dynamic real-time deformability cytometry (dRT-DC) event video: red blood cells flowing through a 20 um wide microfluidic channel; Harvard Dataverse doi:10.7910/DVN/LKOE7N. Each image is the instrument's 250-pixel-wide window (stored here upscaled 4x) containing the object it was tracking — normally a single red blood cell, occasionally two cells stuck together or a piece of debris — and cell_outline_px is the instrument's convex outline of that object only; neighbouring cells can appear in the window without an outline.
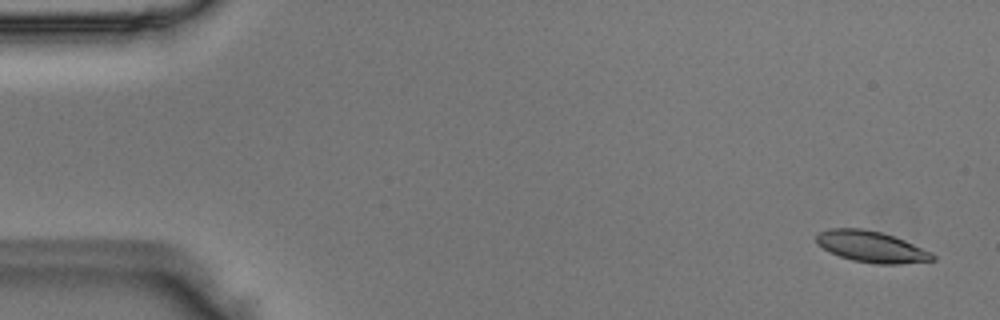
{"species": "Egyptian fruit bat (a non-hibernating species)", "species_latin": "Rousettus aegyptiacus", "temperature_condition": "room temperature", "stored_images_in_passage": 53, "camera_frame_rate_fps": 3000, "um_per_image_px": 0.085, "animal": {"sex": "male"}, "frame": {"image": 1, "passage_image": 3, "time_ms": 0.667, "image_size_px": [1000, 320], "cell_outline_px": [[936, 260], [900, 264], [876, 264], [852, 260], [840, 256], [816, 244], [816, 236], [820, 232], [828, 228], [864, 228], [880, 232], [904, 240], [932, 252], [936, 256]], "centroid_in_image_um": [74.08, 20.97], "position_along_channel_um": 10.9, "area_um2": 21.1}}
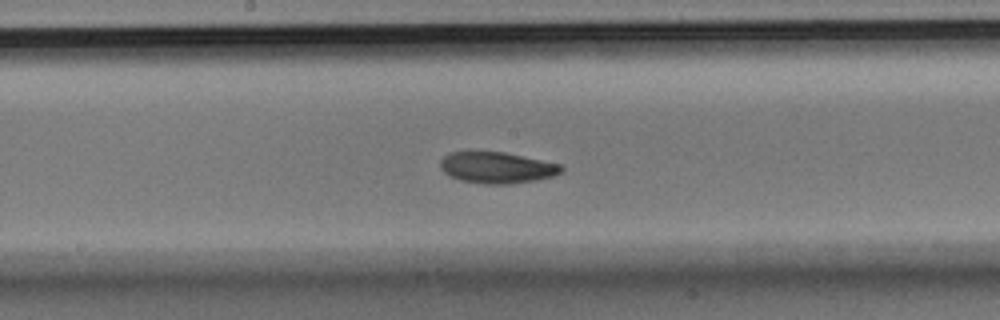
{"frame": {"image": 2, "passage_image": 28, "time_ms": 9.0, "image_size_px": [1000, 320], "cell_outline_px": [[564, 168], [560, 172], [552, 176], [536, 180], [512, 184], [484, 184], [460, 180], [448, 176], [440, 168], [440, 160], [448, 152], [504, 152], [560, 164]], "centroid_in_image_um": [42.2, 14.25], "position_along_channel_um": 206.0, "area_um2": 22.02}}
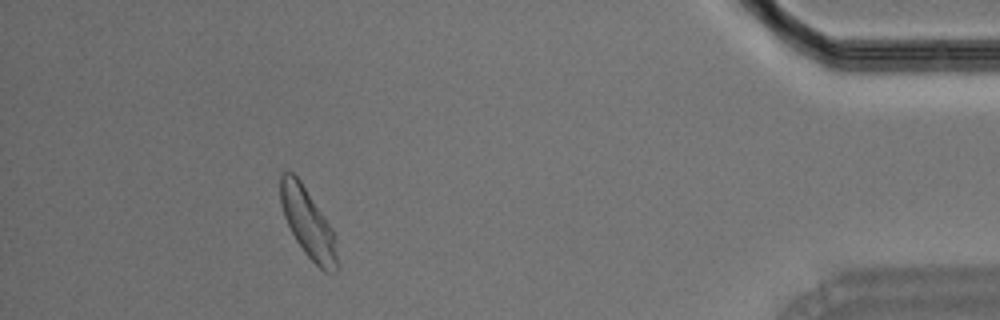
{"frame": {"image": 3, "passage_image": 48, "time_ms": 15.667, "image_size_px": [1000, 320], "cell_outline_px": [[336, 272], [324, 272], [304, 252], [296, 240], [284, 216], [280, 204], [280, 172], [292, 172], [300, 180], [332, 228], [336, 252]], "centroid_in_image_um": [26.14, 18.93], "position_along_channel_um": 409.1, "area_um2": 22.31}}